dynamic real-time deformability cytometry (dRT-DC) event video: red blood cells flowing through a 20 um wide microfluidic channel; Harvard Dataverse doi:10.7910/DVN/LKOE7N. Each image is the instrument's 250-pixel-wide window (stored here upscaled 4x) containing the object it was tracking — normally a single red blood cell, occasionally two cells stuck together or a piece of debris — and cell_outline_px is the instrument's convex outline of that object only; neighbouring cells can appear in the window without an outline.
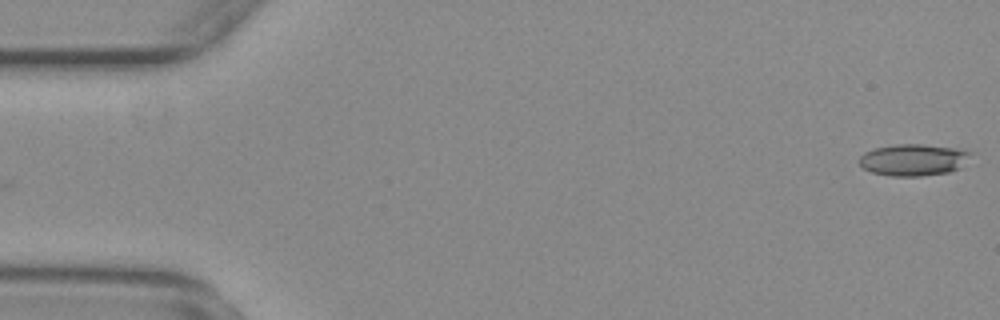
{"species": "common noctule bat (a hibernating species)", "species_latin": "Nyctalus noctula", "temperature_condition": "warm", "stored_images_in_passage": 37, "camera_frame_rate_fps": 3000, "um_per_image_px": 0.085, "animal": {"sex": "female", "body_mass_g": 29.2, "forearm_length_mm": 56.3}, "frame": {"image": 1, "passage_image": 1, "time_ms": 0.0, "image_size_px": [1000, 320], "cell_outline_px": [[972, 152], [960, 168], [948, 172], [920, 176], [892, 176], [872, 172], [864, 168], [860, 164], [860, 156], [864, 152], [876, 148], [896, 144], [920, 144], [956, 148]], "centroid_in_image_um": [77.63, 13.58], "position_along_channel_um": 7.4, "area_um2": 20.35}}
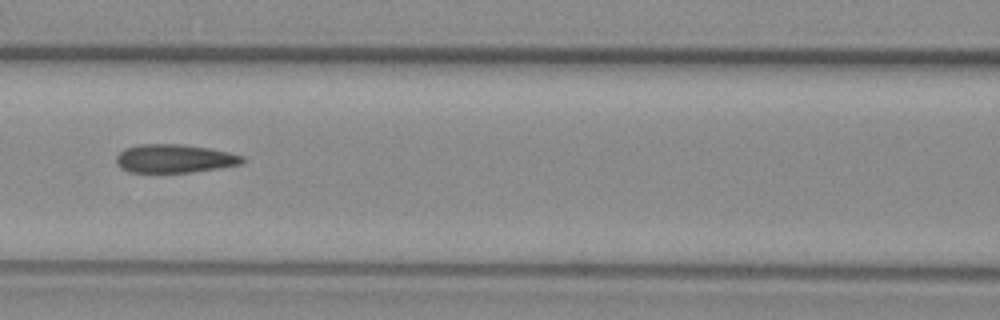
{"frame": {"image": 2, "passage_image": 24, "time_ms": 7.667, "image_size_px": [1000, 320], "cell_outline_px": [[244, 160], [240, 164], [192, 172], [128, 172], [120, 168], [116, 164], [116, 156], [124, 148], [140, 144], [180, 144], [208, 148], [228, 152], [244, 156]], "centroid_in_image_um": [14.77, 13.47], "position_along_channel_um": 151.8, "area_um2": 20.81}}
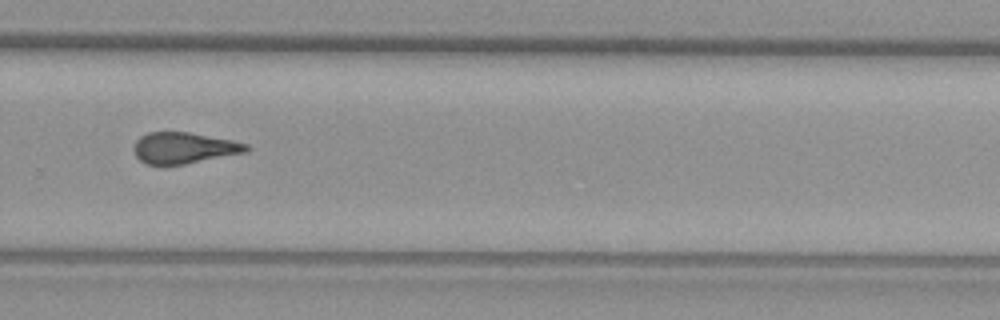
{"frame": {"image": 3, "passage_image": 37, "time_ms": 12.0, "image_size_px": [1000, 320], "cell_outline_px": [[248, 152], [184, 164], [144, 164], [136, 156], [132, 148], [136, 140], [140, 136], [148, 132], [188, 132], [232, 140], [248, 144]], "centroid_in_image_um": [15.61, 12.57], "position_along_channel_um": 314.2, "area_um2": 20.4}}